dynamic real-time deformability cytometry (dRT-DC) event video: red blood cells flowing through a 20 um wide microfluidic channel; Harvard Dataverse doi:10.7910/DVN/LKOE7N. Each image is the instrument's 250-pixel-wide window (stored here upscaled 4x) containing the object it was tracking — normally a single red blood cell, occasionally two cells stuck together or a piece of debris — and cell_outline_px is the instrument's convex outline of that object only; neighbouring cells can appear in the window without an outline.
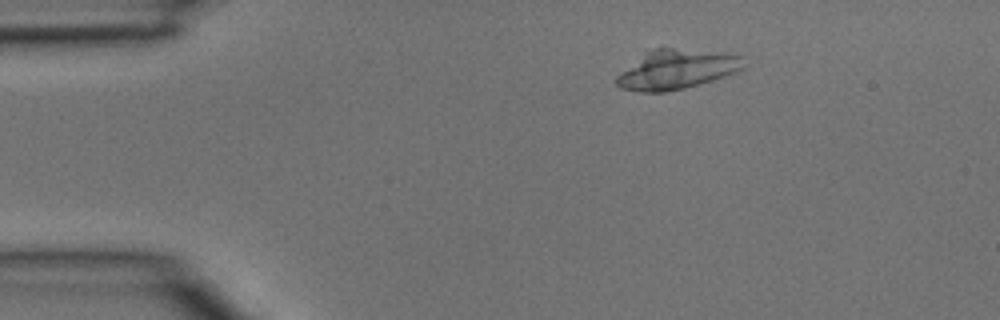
{"species": "common noctule bat (a hibernating species)", "species_latin": "Nyctalus noctula", "temperature_condition": "room temperature", "stored_images_in_passage": 3, "camera_frame_rate_fps": 3000, "um_per_image_px": 0.085, "animal": {"sex": "male", "body_mass_g": 15.6}, "frame": {"image": 1, "passage_image": 2, "time_ms": 0.333, "image_size_px": [1000, 320], "cell_outline_px": [[744, 68], [740, 72], [728, 76], [684, 88], [664, 92], [640, 92], [620, 88], [616, 84], [616, 76], [644, 52], [656, 48], [672, 48], [744, 56]], "centroid_in_image_um": [57.51, 5.92], "position_along_channel_um": 27.5, "area_um2": 29.07}}